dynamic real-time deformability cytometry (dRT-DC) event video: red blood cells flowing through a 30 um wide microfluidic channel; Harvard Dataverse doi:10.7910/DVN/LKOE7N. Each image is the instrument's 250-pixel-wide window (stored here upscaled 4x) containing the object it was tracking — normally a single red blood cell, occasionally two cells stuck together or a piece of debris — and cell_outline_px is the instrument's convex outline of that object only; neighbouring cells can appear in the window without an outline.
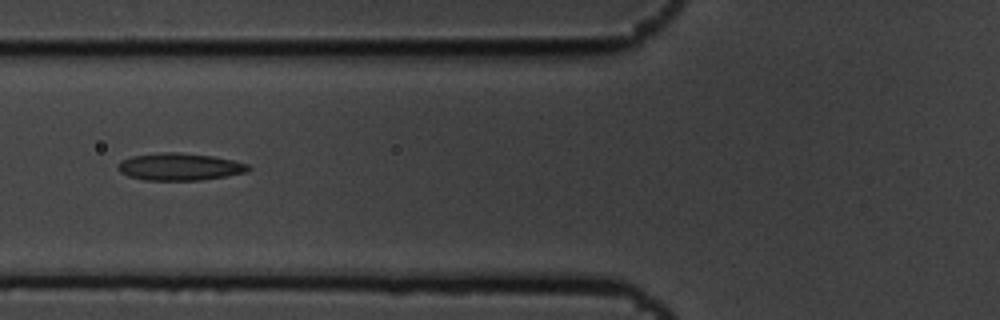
{"species": "common noctule bat (a hibernating species)", "species_latin": "Nyctalus noctula", "temperature_condition": "cold", "stored_images_in_passage": 7, "camera_frame_rate_fps": 3000, "um_per_image_px": 0.085, "animal": {"sex": "male", "body_mass_g": 19.5, "forearm_length_mm": 54.6}, "frame": {"image": 1, "passage_image": 5, "time_ms": 1.333, "image_size_px": [1000, 320], "cell_outline_px": [[252, 168], [248, 172], [200, 180], [144, 180], [128, 176], [120, 172], [116, 168], [116, 164], [120, 160], [132, 156], [164, 152], [176, 152], [212, 156], [232, 160], [248, 164]], "centroid_in_image_um": [15.23, 14.17], "position_along_channel_um": 110.6, "area_um2": 20.75}}
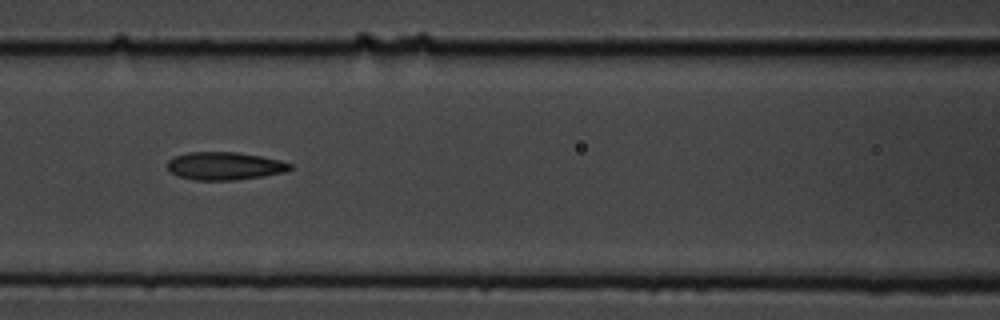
{"frame": {"image": 2, "passage_image": 6, "time_ms": 1.667, "image_size_px": [1000, 320], "cell_outline_px": [[292, 168], [284, 172], [264, 176], [236, 180], [192, 180], [176, 176], [168, 168], [168, 160], [176, 156], [188, 152], [236, 152], [260, 156], [280, 160], [292, 164]], "centroid_in_image_um": [19.09, 14.11], "position_along_channel_um": 147.5, "area_um2": 19.94}}
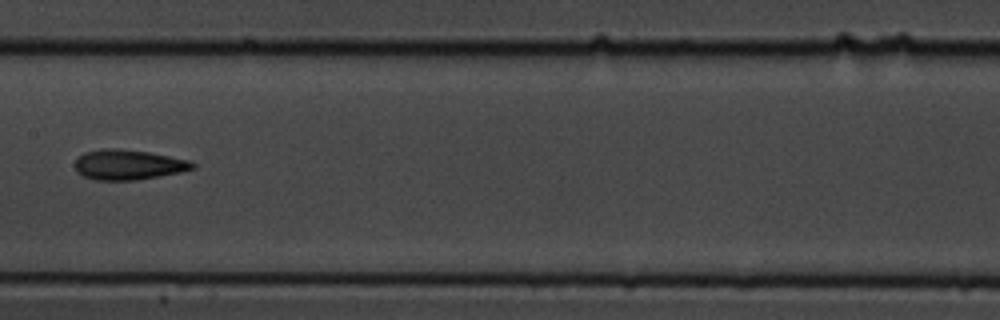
{"frame": {"image": 3, "passage_image": 7, "time_ms": 2.0, "image_size_px": [1000, 320], "cell_outline_px": [[196, 168], [180, 172], [136, 180], [96, 180], [84, 176], [76, 172], [76, 160], [84, 152], [104, 148], [116, 148], [148, 152], [188, 160], [196, 164]], "centroid_in_image_um": [10.9, 14.0], "position_along_channel_um": 196.5, "area_um2": 20.46}}